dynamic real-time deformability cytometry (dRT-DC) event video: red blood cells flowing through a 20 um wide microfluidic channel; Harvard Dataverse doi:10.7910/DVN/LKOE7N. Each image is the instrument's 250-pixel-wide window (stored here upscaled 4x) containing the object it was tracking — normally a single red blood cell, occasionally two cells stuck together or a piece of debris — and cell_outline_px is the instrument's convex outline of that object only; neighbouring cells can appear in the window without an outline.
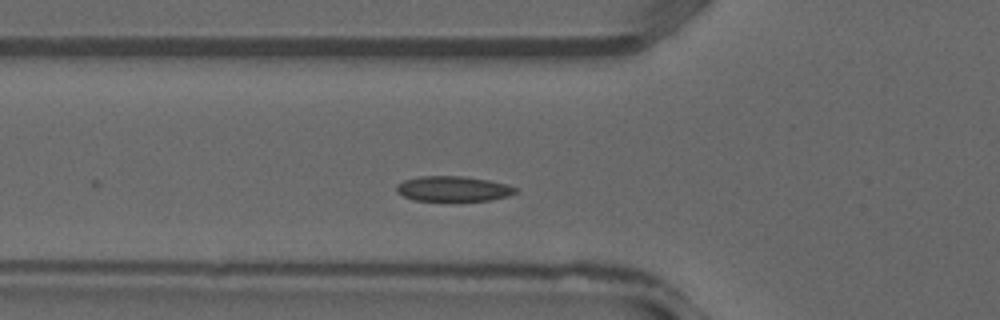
{"species": "common noctule bat (a hibernating species)", "species_latin": "Nyctalus noctula", "temperature_condition": "warm", "stored_images_in_passage": 11, "camera_frame_rate_fps": 3000, "um_per_image_px": 0.085, "animal": {"sex": "male", "forearm_length_mm": 52.5}, "frame": {"image": 1, "passage_image": 7, "time_ms": 2.0, "image_size_px": [1000, 320], "cell_outline_px": [[516, 192], [508, 196], [488, 200], [416, 200], [404, 196], [396, 192], [396, 184], [404, 180], [420, 176], [464, 176], [488, 180], [508, 184], [516, 188]], "centroid_in_image_um": [38.5, 16.03], "position_along_channel_um": 87.3, "area_um2": 17.28}}